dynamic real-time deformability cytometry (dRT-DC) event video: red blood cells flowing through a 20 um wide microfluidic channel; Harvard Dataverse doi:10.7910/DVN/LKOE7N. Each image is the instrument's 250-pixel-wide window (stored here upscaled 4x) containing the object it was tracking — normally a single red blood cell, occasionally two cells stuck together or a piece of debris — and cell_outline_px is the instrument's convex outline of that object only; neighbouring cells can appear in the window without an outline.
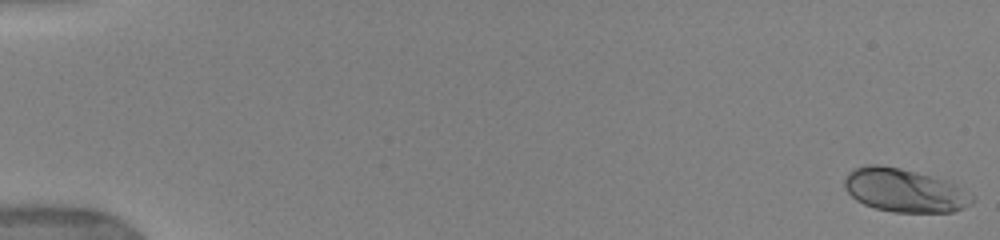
{"species": "human", "species_latin": "Homo sapiens", "temperature_condition": "warm", "stored_images_in_passage": 12, "camera_frame_rate_fps": 3000, "um_per_image_px": 0.085, "donor": {"sex": "female"}, "frame": {"image": 1, "passage_image": 1, "time_ms": 0.0, "image_size_px": [1000, 240], "cell_outline_px": [[976, 200], [972, 204], [964, 208], [952, 212], [892, 212], [876, 208], [864, 204], [856, 200], [844, 188], [844, 180], [848, 172], [856, 168], [868, 164], [880, 164], [900, 168], [916, 172], [944, 180], [956, 184], [972, 196]], "centroid_in_image_um": [76.87, 16.18], "position_along_channel_um": 8.1, "area_um2": 32.25}}
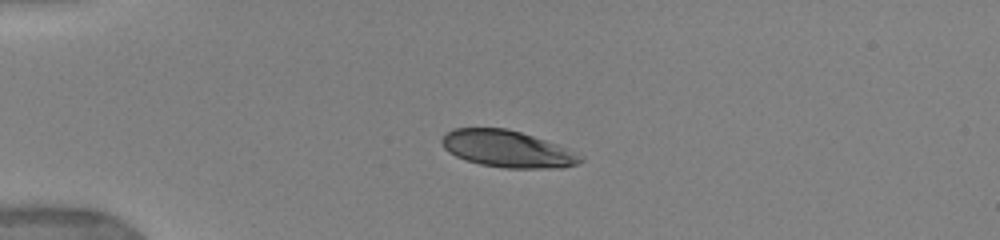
{"frame": {"image": 2, "passage_image": 7, "time_ms": 4.333, "image_size_px": [1000, 240], "cell_outline_px": [[584, 160], [576, 164], [560, 168], [504, 168], [480, 164], [464, 160], [448, 152], [444, 148], [440, 140], [452, 128], [504, 128], [520, 132], [556, 144], [584, 156]], "centroid_in_image_um": [43.1, 12.67], "position_along_channel_um": 41.9, "area_um2": 29.59}}